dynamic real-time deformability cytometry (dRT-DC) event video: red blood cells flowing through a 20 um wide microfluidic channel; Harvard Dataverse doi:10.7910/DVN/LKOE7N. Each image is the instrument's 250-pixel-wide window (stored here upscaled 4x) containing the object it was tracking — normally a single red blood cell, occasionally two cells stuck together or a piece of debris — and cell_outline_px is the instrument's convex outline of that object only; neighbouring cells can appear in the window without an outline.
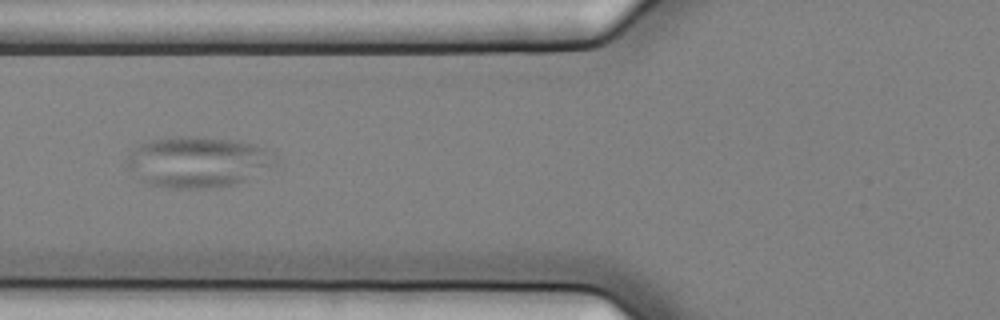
{"species": "common noctule bat (a hibernating species)", "species_latin": "Nyctalus noctula", "temperature_condition": "cold", "stored_images_in_passage": 41, "camera_frame_rate_fps": 3000, "um_per_image_px": 0.085, "animal": {"sex": "female", "body_mass_g": 25.1}, "frame": {"image": 1, "passage_image": 7, "time_ms": 2.0, "image_size_px": [1000, 320], "cell_outline_px": [[280, 160], [248, 180], [236, 184], [212, 188], [164, 188], [148, 184], [140, 180], [124, 160], [140, 144], [152, 140], [180, 136], [196, 136], [236, 140], [252, 144], [276, 152]], "centroid_in_image_um": [16.86, 13.77], "position_along_channel_um": 108.9, "area_um2": 44.22}}
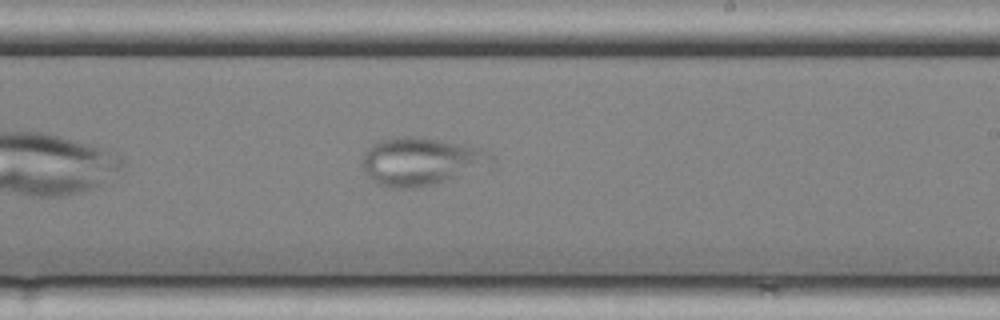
{"frame": {"image": 2, "passage_image": 19, "time_ms": 6.0, "image_size_px": [1000, 320], "cell_outline_px": [[496, 164], [492, 168], [436, 184], [420, 188], [392, 188], [376, 184], [368, 176], [364, 168], [364, 156], [368, 148], [376, 140], [396, 136], [420, 136], [488, 148], [496, 156]], "centroid_in_image_um": [35.96, 13.71], "position_along_channel_um": 253.0, "area_um2": 37.63}}
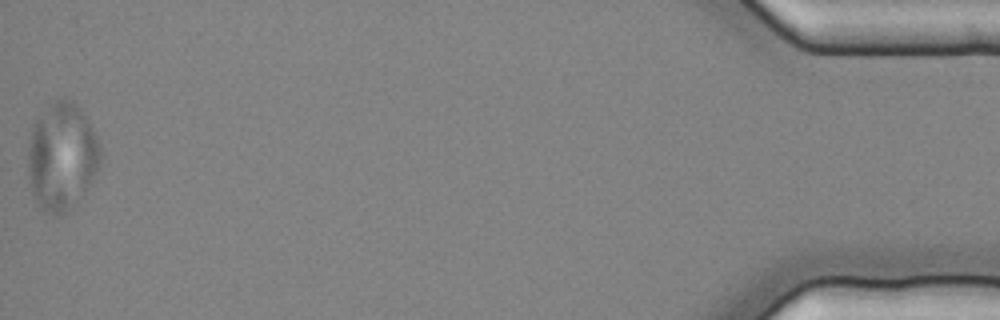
{"frame": {"image": 3, "passage_image": 41, "time_ms": 13.333, "image_size_px": [1000, 320], "cell_outline_px": [[100, 168], [76, 208], [60, 216], [52, 216], [44, 212], [40, 208], [32, 192], [28, 172], [28, 148], [32, 124], [36, 116], [56, 100], [64, 96], [72, 100], [80, 108], [88, 120], [100, 144]], "centroid_in_image_um": [5.27, 13.35], "position_along_channel_um": 429.9, "area_um2": 46.47}}